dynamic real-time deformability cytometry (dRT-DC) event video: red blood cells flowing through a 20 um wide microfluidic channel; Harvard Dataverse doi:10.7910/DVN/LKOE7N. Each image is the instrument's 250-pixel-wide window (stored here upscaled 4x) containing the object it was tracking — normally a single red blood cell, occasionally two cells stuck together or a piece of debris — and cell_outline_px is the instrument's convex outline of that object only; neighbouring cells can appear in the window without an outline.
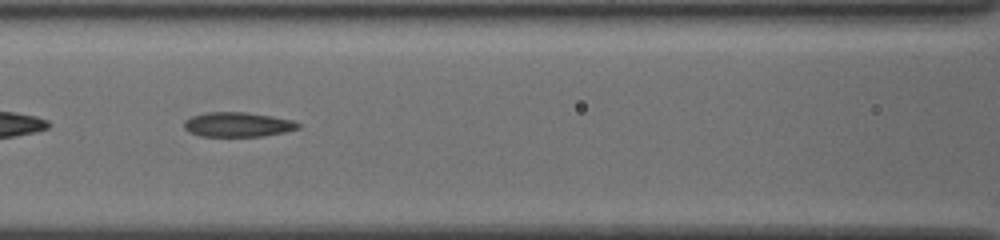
{"species": "common noctule bat (a hibernating species)", "species_latin": "Nyctalus noctula", "temperature_condition": "cold", "stored_images_in_passage": 23, "camera_frame_rate_fps": 3000, "um_per_image_px": 0.085, "animal": {"sex": "female", "body_mass_g": 19.5, "forearm_length_mm": 54.1}, "frame": {"image": 1, "passage_image": 4, "time_ms": 1.0, "image_size_px": [1000, 240], "cell_outline_px": [[300, 128], [284, 132], [260, 136], [200, 136], [184, 128], [184, 120], [192, 116], [208, 112], [248, 112], [292, 120], [300, 124]], "centroid_in_image_um": [20.2, 10.58], "position_along_channel_um": 146.4, "area_um2": 16.18}}
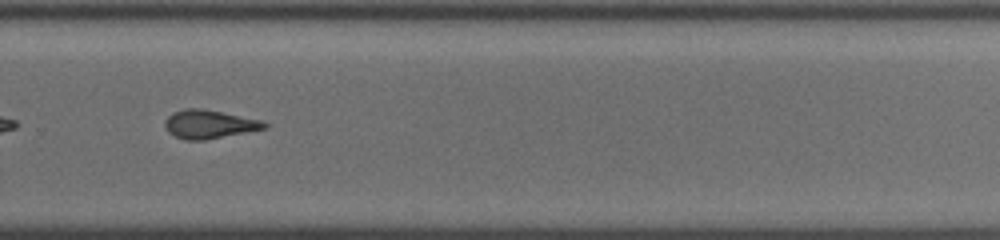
{"frame": {"image": 2, "passage_image": 14, "time_ms": 4.333, "image_size_px": [1000, 240], "cell_outline_px": [[268, 128], [204, 140], [184, 140], [168, 132], [164, 124], [164, 120], [172, 112], [184, 108], [200, 108], [224, 112], [264, 120], [268, 124]], "centroid_in_image_um": [17.8, 10.54], "position_along_channel_um": 312.0, "area_um2": 16.76}}
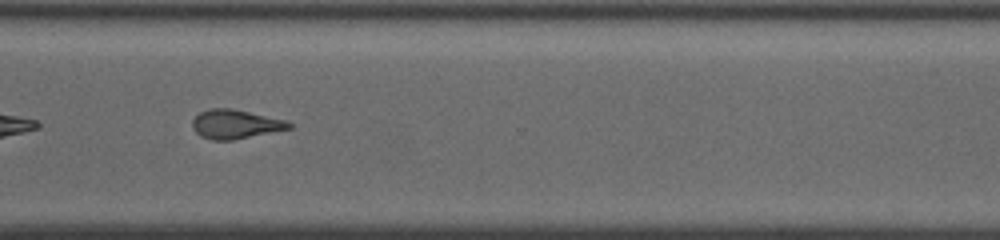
{"frame": {"image": 3, "passage_image": 17, "time_ms": 5.333, "image_size_px": [1000, 240], "cell_outline_px": [[292, 128], [232, 140], [212, 140], [200, 136], [192, 128], [192, 120], [200, 112], [208, 108], [232, 108], [288, 120], [292, 124]], "centroid_in_image_um": [20.0, 10.54], "position_along_channel_um": 350.6, "area_um2": 16.47}, "authors_computed_cell_mechanics": {"area_um2": 16.0684, "velocity_mm_per_s": 3.8595, "shape_relaxation_time_tau1_ms": null, "shape_relaxation_time_tau2_ms": 1.8953, "deformation_change_tau1": null, "deformation_change_tau2": 0.0744}}